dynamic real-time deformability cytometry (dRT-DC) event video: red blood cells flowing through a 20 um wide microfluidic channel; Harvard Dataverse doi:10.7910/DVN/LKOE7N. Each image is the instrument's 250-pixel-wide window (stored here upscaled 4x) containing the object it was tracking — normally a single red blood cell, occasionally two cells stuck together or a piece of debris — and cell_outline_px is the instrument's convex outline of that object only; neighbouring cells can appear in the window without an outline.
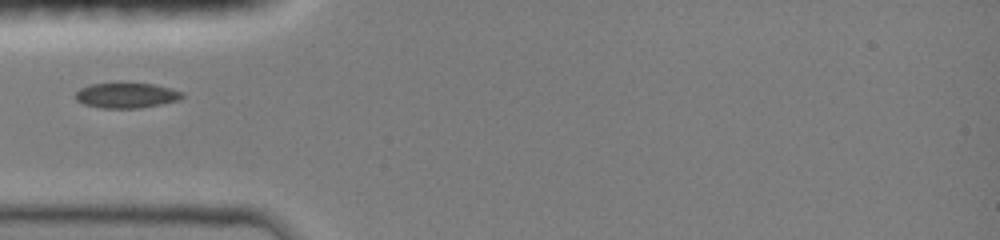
{"species": "common noctule bat (a hibernating species)", "species_latin": "Nyctalus noctula", "temperature_condition": "room temperature", "stored_images_in_passage": 27, "camera_frame_rate_fps": 3000, "um_per_image_px": 0.085, "animal": {"sex": "female", "body_mass_g": 19.0, "forearm_length_mm": 51.5}, "frame": {"image": 1, "passage_image": 1, "time_ms": 0.0, "image_size_px": [1000, 240], "cell_outline_px": [[184, 96], [180, 100], [140, 108], [100, 108], [84, 104], [76, 100], [76, 92], [80, 88], [88, 84], [120, 80], [152, 84], [184, 92]], "centroid_in_image_um": [10.71, 8.06], "position_along_channel_um": 74.3, "area_um2": 16.42}}
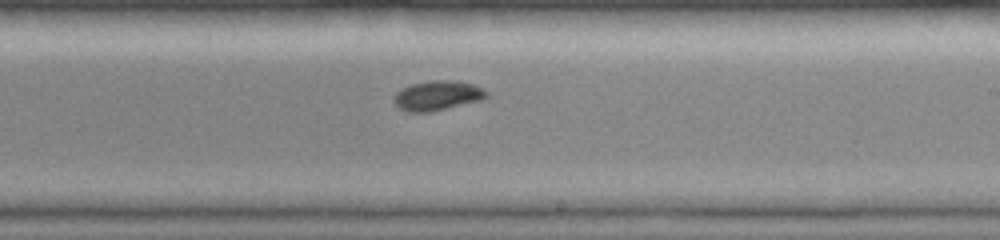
{"frame": {"image": 2, "passage_image": 14, "time_ms": 4.333, "image_size_px": [1000, 240], "cell_outline_px": [[488, 96], [480, 100], [428, 112], [408, 112], [400, 108], [392, 100], [396, 92], [400, 88], [412, 84], [428, 80], [452, 80], [472, 84], [488, 92]], "centroid_in_image_um": [37.13, 8.11], "position_along_channel_um": 251.9, "area_um2": 15.84}}
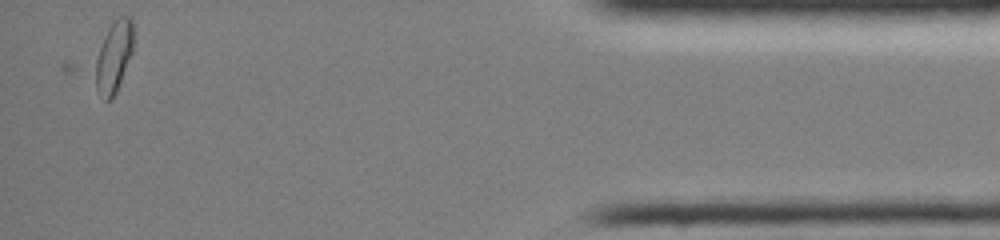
{"frame": {"image": 3, "passage_image": 27, "time_ms": 10.0, "image_size_px": [1000, 240], "cell_outline_px": [[132, 52], [116, 92], [112, 100], [104, 100], [96, 88], [96, 60], [104, 36], [108, 28], [120, 16], [128, 16], [132, 20]], "centroid_in_image_um": [9.68, 4.84], "position_along_channel_um": 425.5, "area_um2": 15.26}}